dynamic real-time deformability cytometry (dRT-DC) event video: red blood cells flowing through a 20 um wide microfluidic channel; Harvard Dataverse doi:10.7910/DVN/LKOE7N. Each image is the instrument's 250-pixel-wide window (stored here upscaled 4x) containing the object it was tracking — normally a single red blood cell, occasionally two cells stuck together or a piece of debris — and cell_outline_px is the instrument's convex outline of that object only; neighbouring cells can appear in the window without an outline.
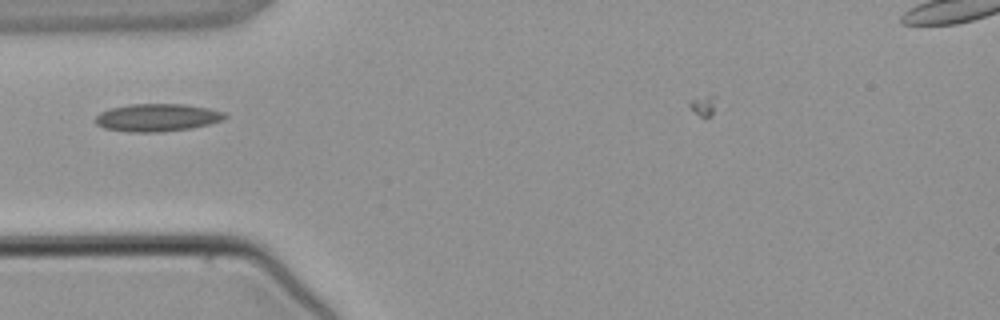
{"species": "common noctule bat (a hibernating species)", "species_latin": "Nyctalus noctula", "temperature_condition": "warm", "stored_images_in_passage": 2, "camera_frame_rate_fps": 3000, "um_per_image_px": 0.085, "animal": {"sex": "male", "body_mass_g": 21.5, "forearm_length_mm": 52.0}, "frame": {"image": 1, "passage_image": 1, "time_ms": 0.0, "image_size_px": [1000, 320], "cell_outline_px": [[228, 116], [224, 120], [192, 128], [160, 132], [128, 132], [104, 128], [96, 124], [96, 116], [100, 112], [112, 108], [128, 104], [184, 104], [208, 108], [224, 112]], "centroid_in_image_um": [13.37, 9.99], "position_along_channel_um": 71.6, "area_um2": 20.92}}